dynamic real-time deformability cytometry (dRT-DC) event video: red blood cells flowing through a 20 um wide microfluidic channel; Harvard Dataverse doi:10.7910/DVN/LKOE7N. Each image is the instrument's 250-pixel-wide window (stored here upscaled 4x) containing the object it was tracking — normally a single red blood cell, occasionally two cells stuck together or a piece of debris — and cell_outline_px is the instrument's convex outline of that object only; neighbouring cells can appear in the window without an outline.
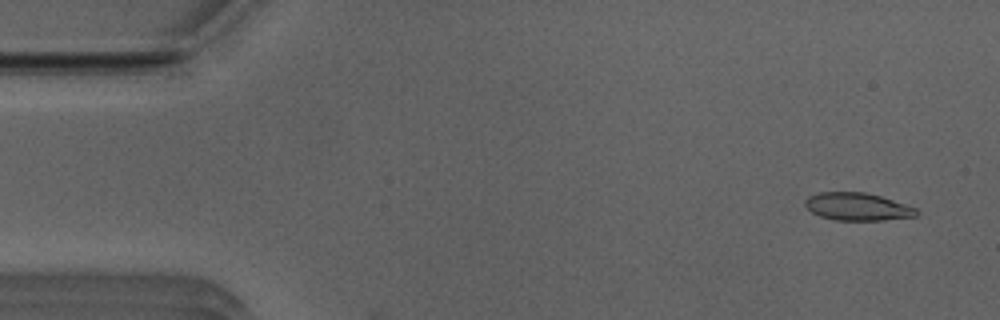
{"species": "Egyptian fruit bat (a non-hibernating species)", "species_latin": "Rousettus aegyptiacus", "temperature_condition": "room temperature", "stored_images_in_passage": 5, "camera_frame_rate_fps": 3000, "um_per_image_px": 0.085, "animal": {"sex": "male"}, "frame": {"image": 1, "passage_image": 3, "time_ms": 0.667, "image_size_px": [1000, 320], "cell_outline_px": [[920, 212], [916, 216], [884, 220], [836, 220], [820, 216], [812, 212], [804, 204], [804, 200], [808, 196], [820, 192], [864, 192], [880, 196], [916, 208]], "centroid_in_image_um": [72.87, 17.57], "position_along_channel_um": 12.1, "area_um2": 17.86}}